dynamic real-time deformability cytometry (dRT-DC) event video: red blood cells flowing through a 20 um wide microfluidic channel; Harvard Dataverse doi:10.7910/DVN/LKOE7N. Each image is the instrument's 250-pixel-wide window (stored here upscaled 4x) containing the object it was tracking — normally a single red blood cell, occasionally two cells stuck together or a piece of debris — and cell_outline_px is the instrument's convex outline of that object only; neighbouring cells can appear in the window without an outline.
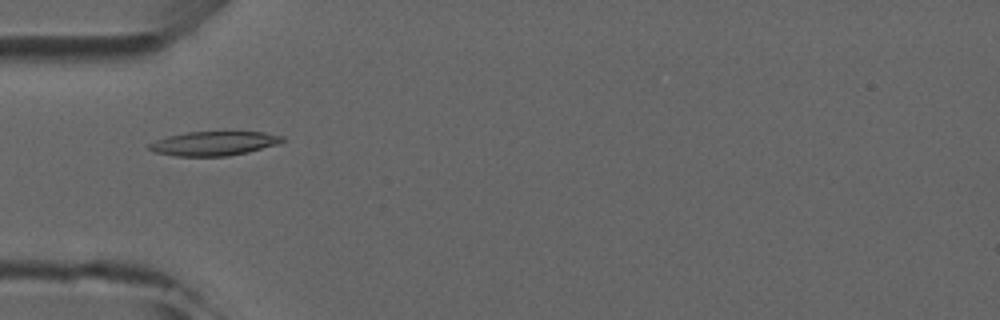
{"species": "common noctule bat (a hibernating species)", "species_latin": "Nyctalus noctula", "temperature_condition": "room temperature", "stored_images_in_passage": 4, "camera_frame_rate_fps": 3000, "um_per_image_px": 0.085, "animal": {"sex": "male", "forearm_length_mm": 52.5}, "frame": {"image": 1, "passage_image": 4, "time_ms": 3.333, "image_size_px": [1000, 320], "cell_outline_px": [[284, 140], [276, 144], [248, 152], [228, 156], [176, 156], [156, 152], [148, 148], [148, 144], [156, 140], [168, 136], [188, 132], [264, 132], [284, 136]], "centroid_in_image_um": [18.18, 12.19], "position_along_channel_um": 66.8, "area_um2": 18.55}}